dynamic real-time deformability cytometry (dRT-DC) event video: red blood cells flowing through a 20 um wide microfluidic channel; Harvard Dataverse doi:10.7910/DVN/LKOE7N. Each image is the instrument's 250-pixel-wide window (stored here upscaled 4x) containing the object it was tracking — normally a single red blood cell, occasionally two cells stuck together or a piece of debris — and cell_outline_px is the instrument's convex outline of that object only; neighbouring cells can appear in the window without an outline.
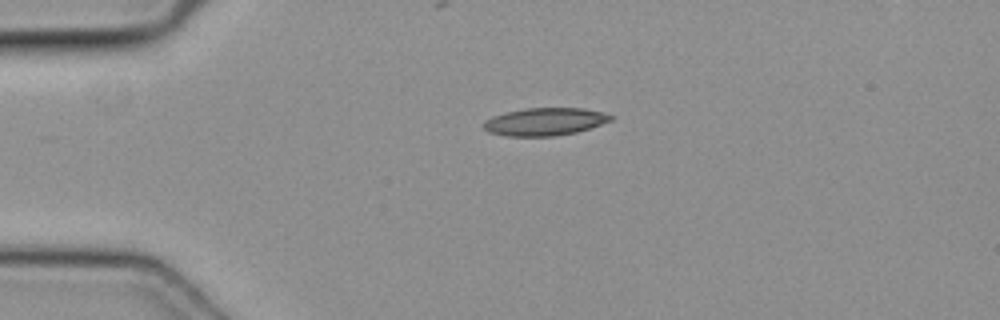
{"species": "common noctule bat (a hibernating species)", "species_latin": "Nyctalus noctula", "temperature_condition": "cold", "stored_images_in_passage": 39, "camera_frame_rate_fps": 3000, "um_per_image_px": 0.085, "animal": {"sex": "female", "body_mass_g": 19.3, "forearm_length_mm": 54.1}, "frame": {"image": 1, "passage_image": 1, "time_ms": 0.0, "image_size_px": [1000, 320], "cell_outline_px": [[612, 120], [576, 132], [556, 136], [508, 136], [488, 132], [484, 128], [484, 120], [492, 116], [524, 108], [584, 108], [600, 112], [612, 116]], "centroid_in_image_um": [46.27, 10.34], "position_along_channel_um": 38.7, "area_um2": 20.29}}
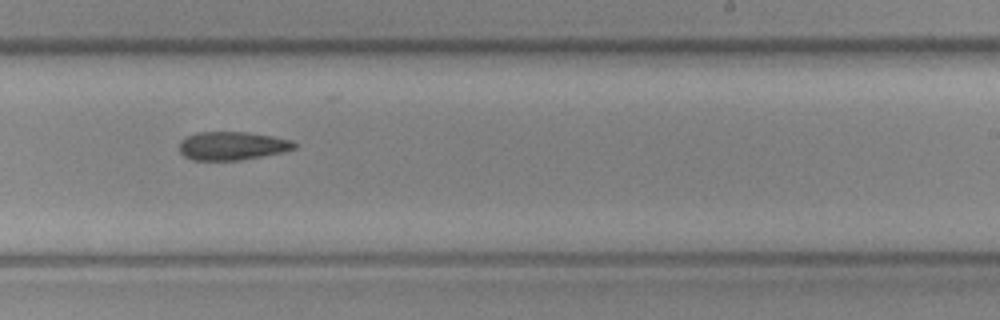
{"frame": {"image": 2, "passage_image": 20, "time_ms": 6.333, "image_size_px": [1000, 320], "cell_outline_px": [[296, 148], [280, 152], [260, 156], [236, 160], [192, 160], [184, 156], [180, 152], [180, 140], [196, 132], [244, 132], [272, 136], [292, 140], [296, 144]], "centroid_in_image_um": [19.7, 12.39], "position_along_channel_um": 269.3, "area_um2": 18.79}}
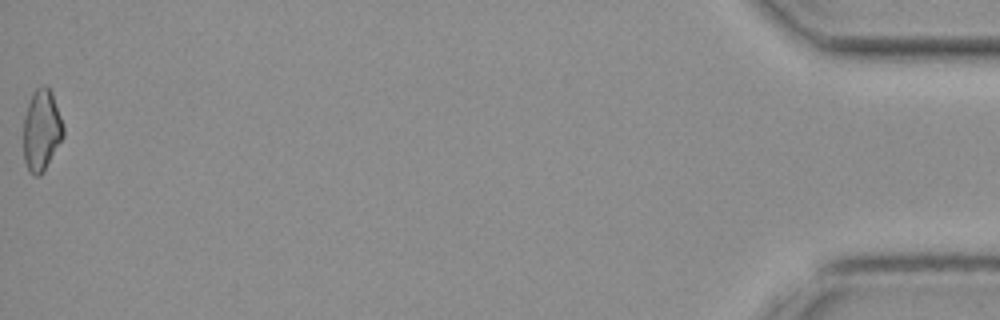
{"frame": {"image": 3, "passage_image": 39, "time_ms": 12.667, "image_size_px": [1000, 320], "cell_outline_px": [[64, 136], [44, 172], [40, 176], [32, 176], [28, 172], [24, 160], [24, 116], [32, 92], [36, 88], [44, 84], [52, 92], [64, 128]], "centroid_in_image_um": [3.52, 11.1], "position_along_channel_um": 431.7, "area_um2": 19.07}}